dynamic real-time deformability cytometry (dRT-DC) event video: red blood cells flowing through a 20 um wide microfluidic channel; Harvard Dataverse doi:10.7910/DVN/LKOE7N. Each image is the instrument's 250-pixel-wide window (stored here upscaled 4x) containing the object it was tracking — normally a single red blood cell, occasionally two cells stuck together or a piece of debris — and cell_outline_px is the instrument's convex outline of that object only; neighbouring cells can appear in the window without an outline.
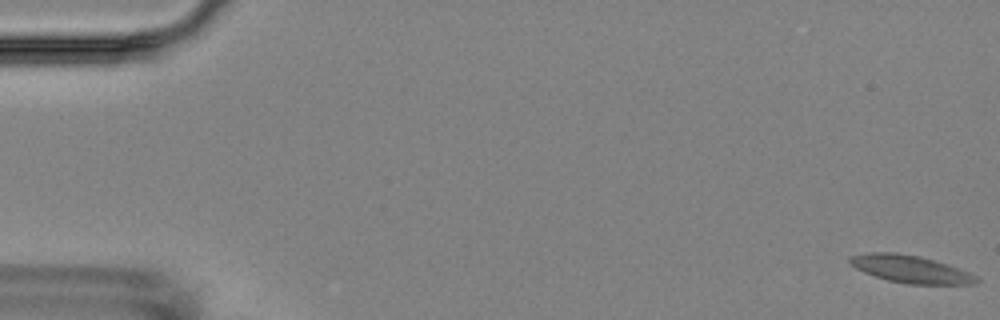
{"species": "Egyptian fruit bat (a non-hibernating species)", "species_latin": "Rousettus aegyptiacus", "temperature_condition": "room temperature", "stored_images_in_passage": 5, "camera_frame_rate_fps": 3000, "um_per_image_px": 0.085, "animal": {"sex": "female"}, "frame": {"image": 1, "passage_image": 1, "time_ms": 0.0, "image_size_px": [1000, 320], "cell_outline_px": [[980, 280], [976, 284], [908, 284], [888, 280], [864, 272], [856, 268], [848, 260], [848, 256], [868, 252], [896, 252], [920, 256], [948, 264], [968, 272], [976, 276]], "centroid_in_image_um": [77.39, 22.86], "position_along_channel_um": 7.6, "area_um2": 20.23}}
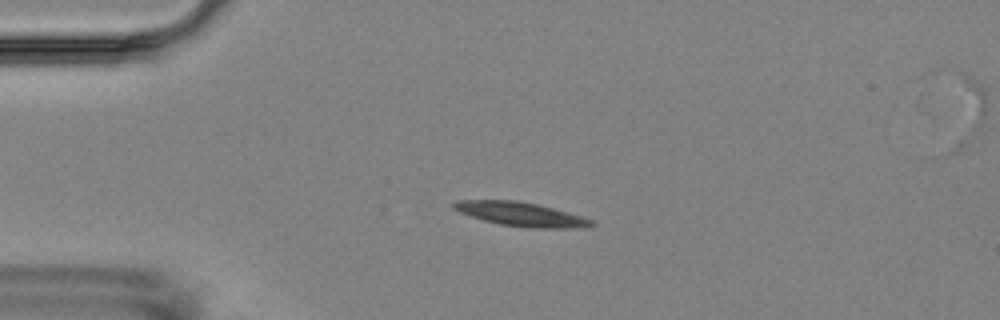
{"frame": {"image": 2, "passage_image": 4, "time_ms": 4.333, "image_size_px": [1000, 320], "cell_outline_px": [[596, 224], [584, 228], [532, 228], [500, 224], [484, 220], [460, 212], [452, 208], [452, 204], [456, 200], [516, 200], [536, 204], [568, 212], [592, 220]], "centroid_in_image_um": [44.28, 18.21], "position_along_channel_um": 40.7, "area_um2": 19.07}}